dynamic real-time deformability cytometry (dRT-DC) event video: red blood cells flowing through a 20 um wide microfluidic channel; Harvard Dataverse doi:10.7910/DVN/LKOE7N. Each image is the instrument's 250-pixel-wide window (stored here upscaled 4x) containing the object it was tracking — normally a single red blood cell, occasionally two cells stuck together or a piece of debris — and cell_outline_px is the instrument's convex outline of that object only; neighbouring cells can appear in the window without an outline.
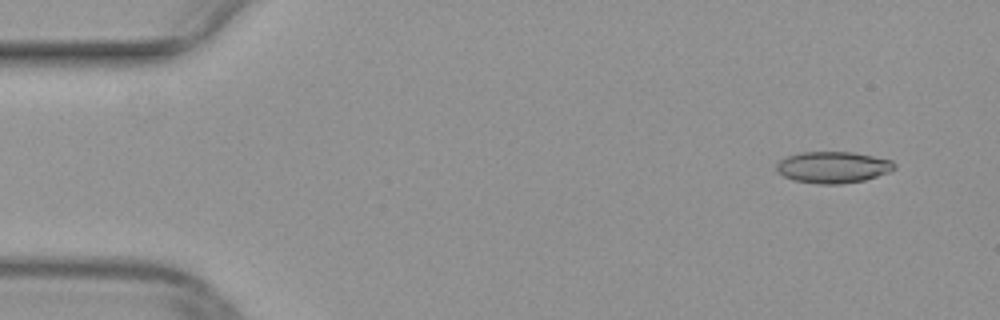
{"species": "common noctule bat (a hibernating species)", "species_latin": "Nyctalus noctula", "temperature_condition": "warm", "stored_images_in_passage": 47, "camera_frame_rate_fps": 3000, "um_per_image_px": 0.085, "animal": {"sex": "female", "body_mass_g": 29.2, "forearm_length_mm": 56.3}, "frame": {"image": 1, "passage_image": 1, "time_ms": 0.0, "image_size_px": [1000, 320], "cell_outline_px": [[896, 168], [888, 172], [864, 180], [840, 184], [816, 184], [792, 180], [784, 176], [776, 168], [776, 164], [780, 160], [788, 156], [800, 152], [852, 152], [892, 160], [896, 164]], "centroid_in_image_um": [70.8, 14.22], "position_along_channel_um": 14.2, "area_um2": 21.56}}
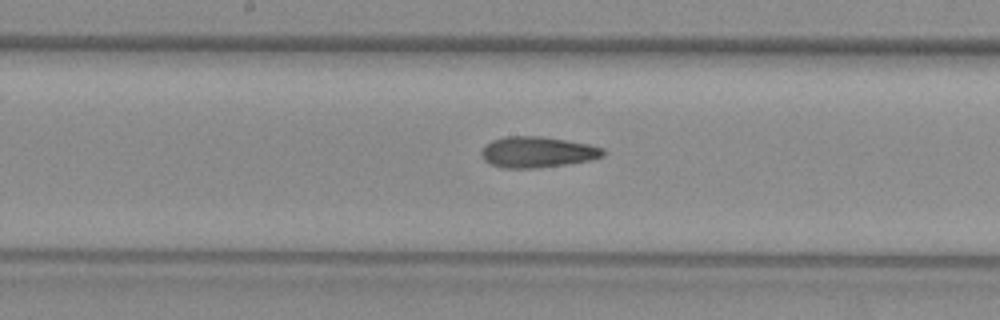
{"frame": {"image": 2, "passage_image": 23, "time_ms": 7.333, "image_size_px": [1000, 320], "cell_outline_px": [[608, 152], [604, 156], [592, 160], [568, 164], [536, 168], [504, 168], [492, 164], [484, 160], [480, 152], [492, 140], [508, 136], [540, 136], [588, 144], [604, 148]], "centroid_in_image_um": [45.73, 12.93], "position_along_channel_um": 202.5, "area_um2": 21.91}}
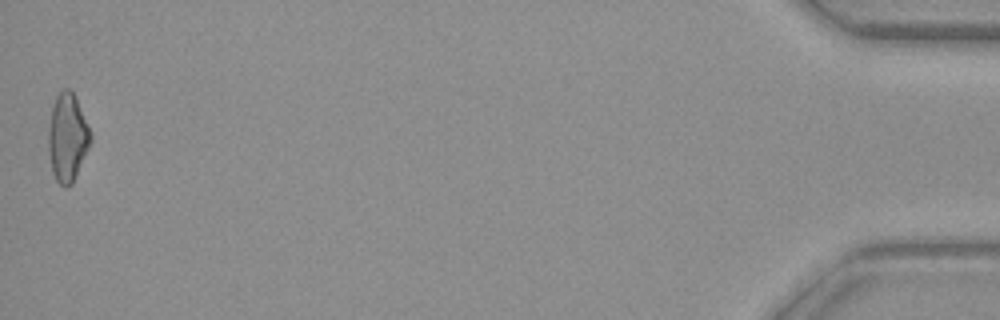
{"frame": {"image": 3, "passage_image": 47, "time_ms": 15.333, "image_size_px": [1000, 320], "cell_outline_px": [[92, 140], [72, 184], [68, 188], [64, 188], [56, 180], [52, 172], [48, 148], [48, 128], [52, 108], [56, 96], [64, 88], [68, 88], [76, 96], [92, 132]], "centroid_in_image_um": [5.74, 11.69], "position_along_channel_um": 429.5, "area_um2": 21.85}}